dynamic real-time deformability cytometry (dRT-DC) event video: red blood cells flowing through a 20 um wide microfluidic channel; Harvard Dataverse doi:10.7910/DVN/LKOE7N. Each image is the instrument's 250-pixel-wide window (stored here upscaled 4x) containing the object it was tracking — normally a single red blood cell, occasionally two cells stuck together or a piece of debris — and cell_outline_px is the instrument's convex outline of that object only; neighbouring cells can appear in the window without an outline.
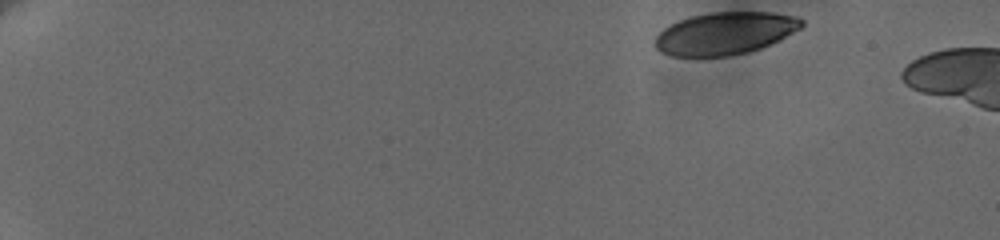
{"species": "human", "species_latin": "Homo sapiens", "temperature_condition": "cold", "stored_images_in_passage": 5, "camera_frame_rate_fps": 3000, "um_per_image_px": 0.085, "donor": {"sex": "female"}, "frame": {"image": 1, "passage_image": 1, "time_ms": 0.0, "image_size_px": [1000, 240], "cell_outline_px": [[804, 24], [800, 28], [760, 48], [748, 52], [728, 56], [672, 56], [660, 52], [656, 48], [656, 36], [664, 28], [680, 20], [692, 16], [708, 12], [772, 12], [796, 16], [804, 20]], "centroid_in_image_um": [61.61, 2.82], "position_along_channel_um": 23.4, "area_um2": 35.84}}